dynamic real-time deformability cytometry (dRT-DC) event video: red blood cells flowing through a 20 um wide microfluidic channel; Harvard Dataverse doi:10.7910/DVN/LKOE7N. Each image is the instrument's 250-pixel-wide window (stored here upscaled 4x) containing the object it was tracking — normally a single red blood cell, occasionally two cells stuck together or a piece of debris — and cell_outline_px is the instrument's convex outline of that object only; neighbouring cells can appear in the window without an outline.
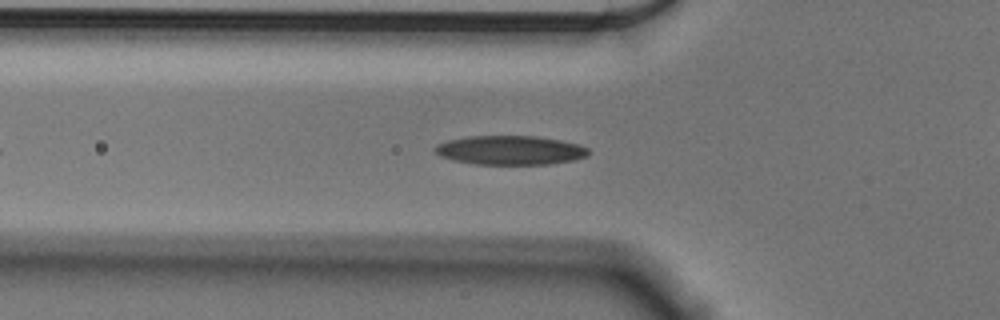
{"species": "Egyptian fruit bat (a non-hibernating species)", "species_latin": "Rousettus aegyptiacus", "temperature_condition": "cold", "stored_images_in_passage": 45, "camera_frame_rate_fps": 3000, "um_per_image_px": 0.085, "animal": {"sex": "male"}, "frame": {"image": 1, "passage_image": 11, "time_ms": 3.333, "image_size_px": [1000, 320], "cell_outline_px": [[588, 156], [576, 160], [548, 164], [476, 164], [452, 160], [440, 156], [432, 152], [432, 148], [436, 144], [448, 140], [468, 136], [536, 136], [560, 140], [580, 144], [588, 148]], "centroid_in_image_um": [43.34, 12.77], "position_along_channel_um": 82.5, "area_um2": 26.3}}
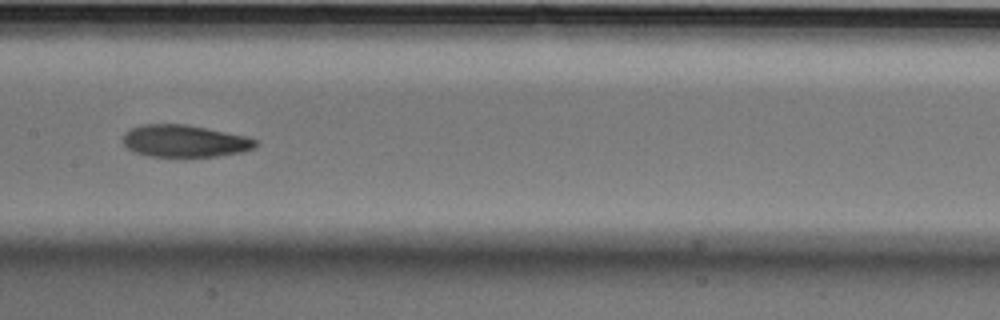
{"frame": {"image": 2, "passage_image": 20, "time_ms": 6.333, "image_size_px": [1000, 320], "cell_outline_px": [[260, 144], [256, 148], [244, 152], [216, 156], [148, 156], [132, 152], [124, 144], [124, 132], [140, 124], [188, 124], [208, 128], [244, 136], [256, 140]], "centroid_in_image_um": [15.71, 11.98], "position_along_channel_um": 191.7, "area_um2": 24.97}}
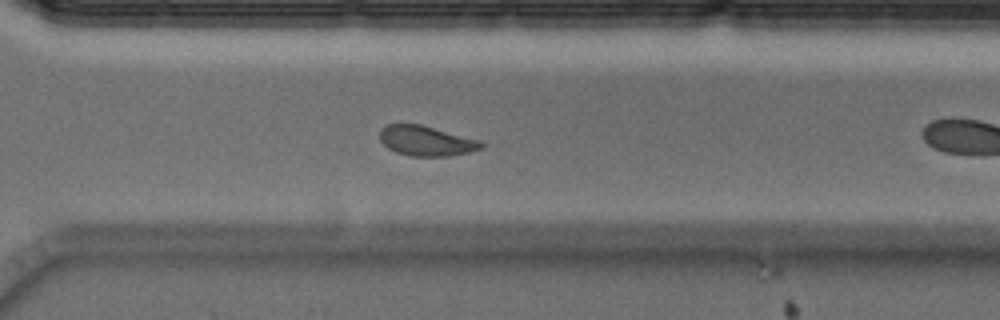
{"frame": {"image": 3, "passage_image": 28, "time_ms": 9.0, "image_size_px": [1000, 320], "cell_outline_px": [[484, 148], [472, 152], [452, 156], [408, 156], [396, 152], [388, 148], [380, 140], [380, 128], [388, 124], [420, 124], [480, 140], [484, 144]], "centroid_in_image_um": [36.25, 11.98], "position_along_channel_um": 334.3, "area_um2": 17.92}, "authors_computed_cell_mechanics": {"area_um2": 24.1026, "velocity_mm_per_s": 3.6194, "shape_relaxation_time_tau1_ms": 8.7757, "shape_relaxation_time_tau2_ms": 2.5641, "deformation_change_tau1": 0.2283, "deformation_change_tau2": 0.0839}}